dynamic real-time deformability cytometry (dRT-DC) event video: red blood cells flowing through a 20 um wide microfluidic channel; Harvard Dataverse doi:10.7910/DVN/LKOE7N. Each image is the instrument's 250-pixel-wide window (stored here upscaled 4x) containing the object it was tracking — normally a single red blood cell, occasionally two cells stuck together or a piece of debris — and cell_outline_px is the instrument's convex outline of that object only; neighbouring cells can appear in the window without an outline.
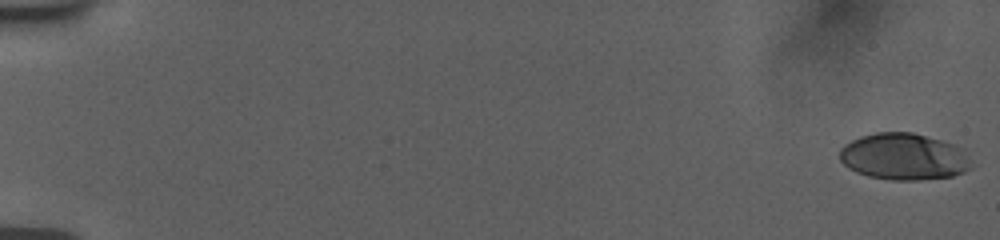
{"species": "human", "species_latin": "Homo sapiens", "temperature_condition": "room temperature", "stored_images_in_passage": 49, "camera_frame_rate_fps": 3000, "um_per_image_px": 0.085, "donor": {"sex": "female"}, "frame": {"image": 1, "passage_image": 1, "time_ms": 0.0, "image_size_px": [1000, 240], "cell_outline_px": [[972, 168], [964, 172], [952, 176], [916, 180], [892, 180], [868, 176], [856, 172], [848, 168], [840, 160], [840, 148], [844, 144], [860, 136], [876, 132], [912, 132], [940, 140], [964, 148]], "centroid_in_image_um": [76.81, 13.31], "position_along_channel_um": 8.2, "area_um2": 35.84}}
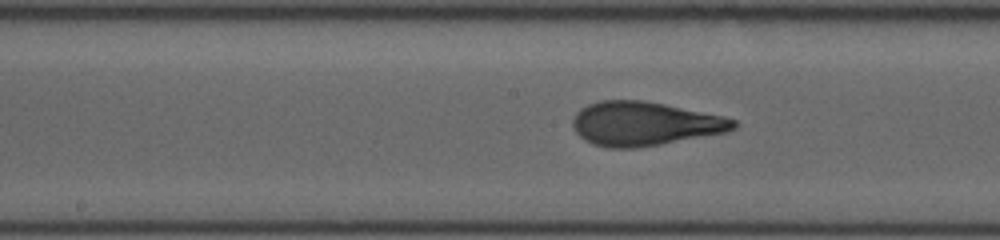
{"frame": {"image": 2, "passage_image": 27, "time_ms": 10.0, "image_size_px": [1000, 240], "cell_outline_px": [[736, 128], [728, 132], [660, 144], [636, 148], [608, 148], [592, 144], [584, 140], [576, 132], [572, 124], [572, 120], [576, 112], [580, 108], [588, 104], [600, 100], [640, 100], [664, 104], [720, 116], [736, 120]], "centroid_in_image_um": [54.73, 10.52], "position_along_channel_um": 193.5, "area_um2": 40.98}}
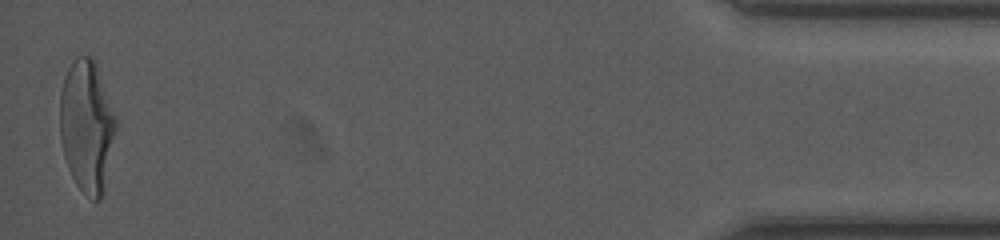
{"frame": {"image": 3, "passage_image": 49, "time_ms": 18.333, "image_size_px": [1000, 240], "cell_outline_px": [[116, 132], [100, 200], [92, 200], [76, 184], [68, 168], [64, 156], [60, 140], [60, 92], [64, 76], [68, 68], [76, 56], [92, 56], [116, 116]], "centroid_in_image_um": [7.35, 10.69], "position_along_channel_um": 427.8, "area_um2": 42.6}, "authors_computed_cell_mechanics": {"area_um2": 39.9398, "velocity_mm_per_s": 3.7702, "shape_relaxation_time_tau1_ms": 4.493, "shape_relaxation_time_tau2_ms": 0.7564, "deformation_change_tau1": 0.2056, "deformation_change_tau2": 0.0804}}